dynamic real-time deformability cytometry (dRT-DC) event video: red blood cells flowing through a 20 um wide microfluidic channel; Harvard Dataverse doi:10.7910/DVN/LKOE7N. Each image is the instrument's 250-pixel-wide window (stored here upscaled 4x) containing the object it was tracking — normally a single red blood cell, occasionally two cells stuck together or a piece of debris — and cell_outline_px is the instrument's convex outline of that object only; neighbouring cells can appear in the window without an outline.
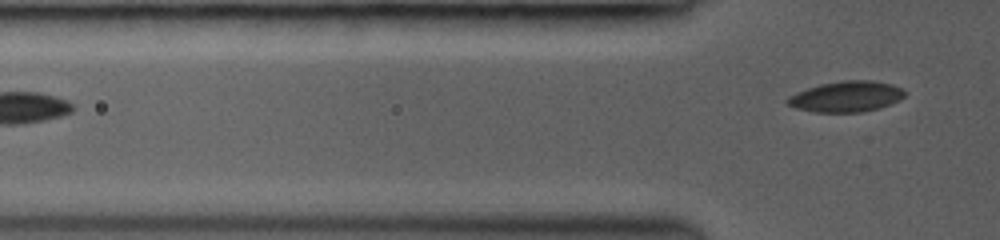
{"species": "common noctule bat (a hibernating species)", "species_latin": "Nyctalus noctula", "temperature_condition": "room temperature", "stored_images_in_passage": 3, "camera_frame_rate_fps": 3000, "um_per_image_px": 0.085, "animal": {"sex": "female", "body_mass_g": 19.0, "forearm_length_mm": 53.3}, "frame": {"image": 1, "passage_image": 3, "time_ms": 2.667, "image_size_px": [1000, 240], "cell_outline_px": [[904, 96], [900, 100], [880, 108], [864, 112], [812, 112], [796, 108], [788, 104], [784, 100], [788, 96], [796, 92], [820, 84], [844, 80], [872, 80], [892, 84], [904, 88]], "centroid_in_image_um": [71.94, 8.21], "position_along_channel_um": 53.9, "area_um2": 21.21}}